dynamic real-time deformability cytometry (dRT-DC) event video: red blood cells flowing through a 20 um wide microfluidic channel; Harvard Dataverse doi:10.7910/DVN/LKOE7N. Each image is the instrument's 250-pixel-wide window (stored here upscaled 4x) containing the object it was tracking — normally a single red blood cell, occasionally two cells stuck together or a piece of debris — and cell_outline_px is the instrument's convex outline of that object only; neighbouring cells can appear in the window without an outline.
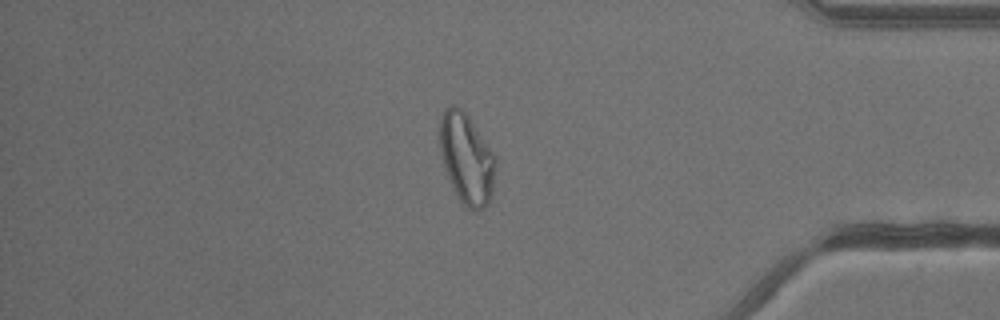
{"species": "common noctule bat (a hibernating species)", "species_latin": "Nyctalus noctula", "temperature_condition": "warm", "stored_images_in_passage": 42, "camera_frame_rate_fps": 3000, "um_per_image_px": 0.085, "animal": {"sex": "male", "body_mass_g": 13.3}, "frame": {"image": 1, "passage_image": 36, "time_ms": 11.667, "image_size_px": [1000, 320], "cell_outline_px": [[496, 164], [492, 200], [484, 208], [476, 212], [468, 208], [460, 200], [448, 176], [440, 152], [440, 120], [444, 108], [452, 104], [456, 104], [468, 116], [496, 156]], "centroid_in_image_um": [39.69, 13.49], "position_along_channel_um": 395.5, "area_um2": 29.42}}